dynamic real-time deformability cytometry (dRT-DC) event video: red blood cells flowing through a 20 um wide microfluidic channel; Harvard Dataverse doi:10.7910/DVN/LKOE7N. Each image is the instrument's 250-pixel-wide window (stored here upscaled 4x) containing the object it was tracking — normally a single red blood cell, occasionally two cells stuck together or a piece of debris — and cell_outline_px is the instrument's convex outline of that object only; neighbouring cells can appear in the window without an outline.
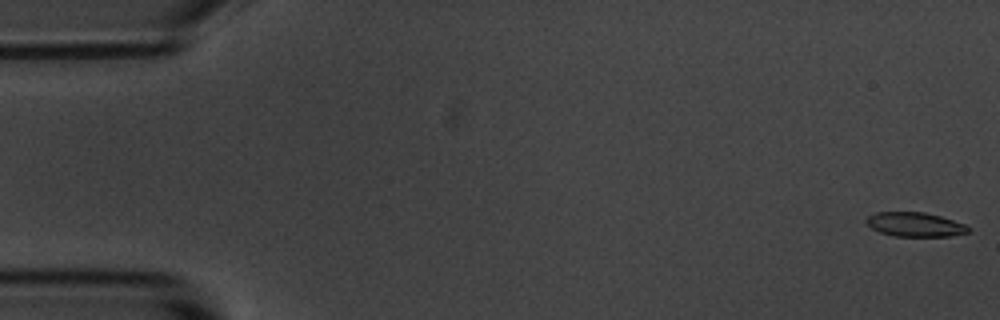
{"species": "common noctule bat (a hibernating species)", "species_latin": "Nyctalus noctula", "temperature_condition": "room temperature", "stored_images_in_passage": 5, "camera_frame_rate_fps": 3000, "um_per_image_px": 0.085, "animal": {"sex": "male", "body_mass_g": 20.1, "forearm_length_mm": 53.5}, "frame": {"image": 1, "passage_image": 1, "time_ms": 0.0, "image_size_px": [1000, 320], "cell_outline_px": [[972, 228], [968, 232], [952, 236], [896, 236], [880, 232], [872, 228], [864, 220], [868, 216], [876, 212], [924, 212], [940, 216], [964, 224]], "centroid_in_image_um": [77.78, 19.08], "position_along_channel_um": 7.2, "area_um2": 14.33}}
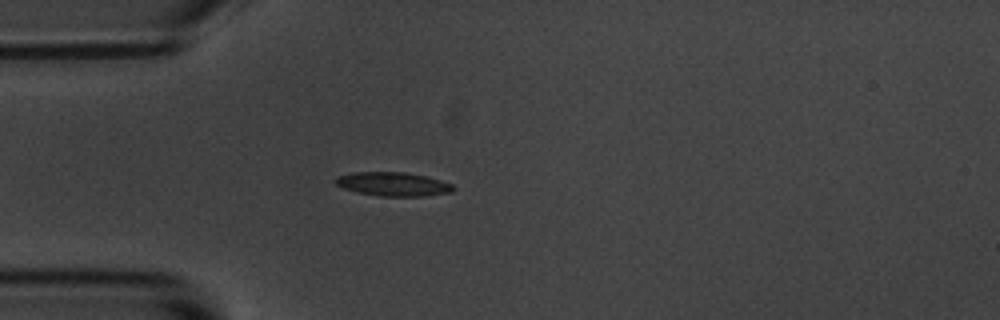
{"frame": {"image": 2, "passage_image": 5, "time_ms": 4.667, "image_size_px": [1000, 320], "cell_outline_px": [[456, 188], [452, 192], [424, 196], [380, 196], [356, 192], [344, 188], [336, 184], [332, 180], [336, 176], [352, 172], [408, 172], [428, 176], [452, 184]], "centroid_in_image_um": [33.4, 15.64], "position_along_channel_um": 51.6, "area_um2": 16.59}}